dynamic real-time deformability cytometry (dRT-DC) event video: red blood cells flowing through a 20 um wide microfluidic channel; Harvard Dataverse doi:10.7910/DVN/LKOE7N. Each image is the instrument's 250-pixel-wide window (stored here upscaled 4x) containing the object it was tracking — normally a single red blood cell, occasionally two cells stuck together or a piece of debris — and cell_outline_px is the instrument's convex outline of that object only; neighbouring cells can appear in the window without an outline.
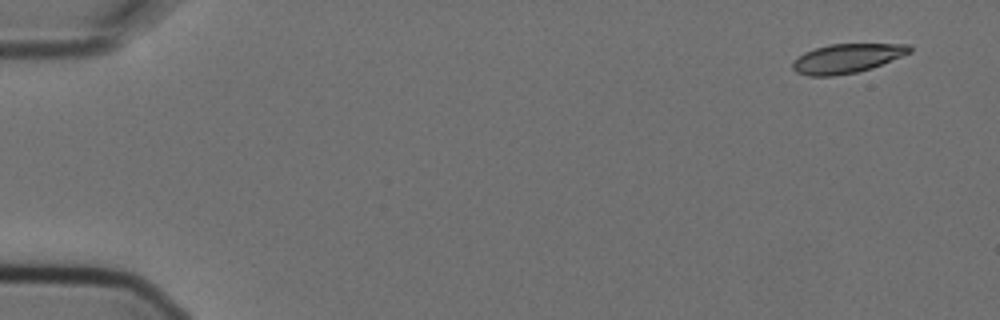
{"species": "Egyptian fruit bat (a non-hibernating species)", "species_latin": "Rousettus aegyptiacus", "temperature_condition": "cold", "stored_images_in_passage": 5, "segment_of_instrument_passage": [1, 2], "camera_frame_rate_fps": 3000, "um_per_image_px": 0.085, "animal": {"sex": "female"}, "frame": {"image": 1, "passage_image": 1, "time_ms": 0.0, "image_size_px": [1000, 320], "cell_outline_px": [[912, 52], [872, 68], [856, 72], [832, 76], [808, 76], [796, 72], [792, 68], [792, 60], [804, 52], [828, 44], [908, 44], [912, 48]], "centroid_in_image_um": [71.96, 4.96], "position_along_channel_um": 13.0, "area_um2": 19.94}}